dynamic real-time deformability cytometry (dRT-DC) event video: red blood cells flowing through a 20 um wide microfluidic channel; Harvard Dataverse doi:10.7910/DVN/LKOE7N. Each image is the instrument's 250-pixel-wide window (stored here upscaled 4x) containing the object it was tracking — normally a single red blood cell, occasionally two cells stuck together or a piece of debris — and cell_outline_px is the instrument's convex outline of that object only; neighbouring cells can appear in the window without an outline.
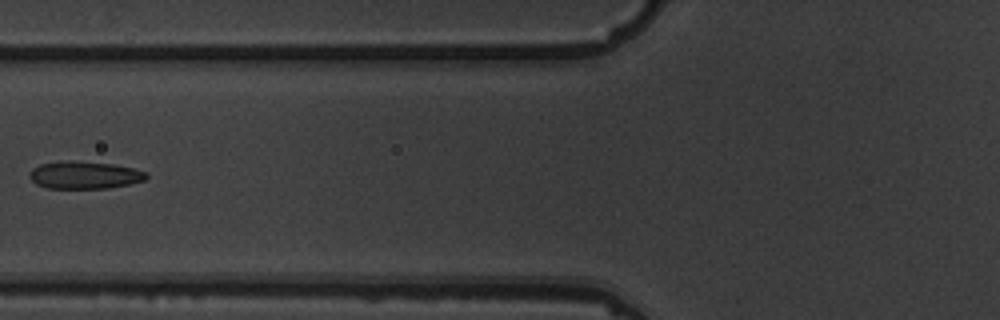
{"species": "common noctule bat (a hibernating species)", "species_latin": "Nyctalus noctula", "temperature_condition": "warm", "stored_images_in_passage": 9, "camera_frame_rate_fps": 3000, "um_per_image_px": 0.085, "animal": {"sex": "male", "body_mass_g": 19.5, "forearm_length_mm": 54.6}, "frame": {"image": 1, "passage_image": 7, "time_ms": 7.0, "image_size_px": [1000, 320], "cell_outline_px": [[148, 176], [144, 180], [128, 184], [108, 188], [48, 188], [36, 184], [28, 176], [32, 168], [40, 164], [112, 164], [132, 168], [148, 172]], "centroid_in_image_um": [7.22, 14.94], "position_along_channel_um": 118.6, "area_um2": 17.57}}
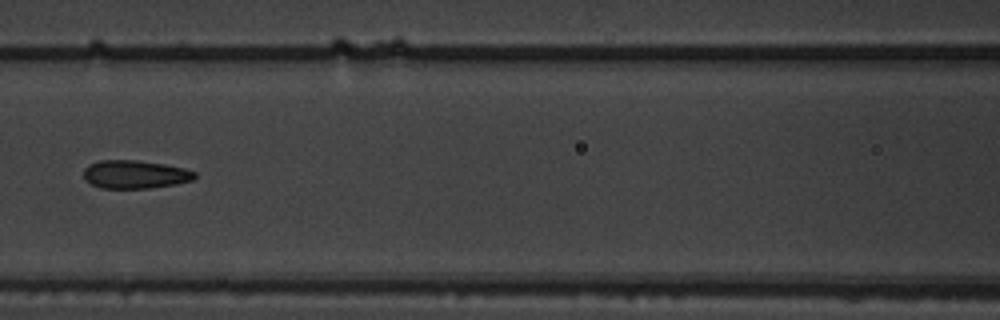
{"frame": {"image": 2, "passage_image": 8, "time_ms": 8.0, "image_size_px": [1000, 320], "cell_outline_px": [[196, 176], [192, 180], [176, 184], [148, 188], [100, 188], [84, 180], [84, 168], [88, 164], [100, 160], [136, 160], [164, 164], [184, 168], [196, 172]], "centroid_in_image_um": [11.45, 14.82], "position_along_channel_um": 155.1, "area_um2": 18.32}}
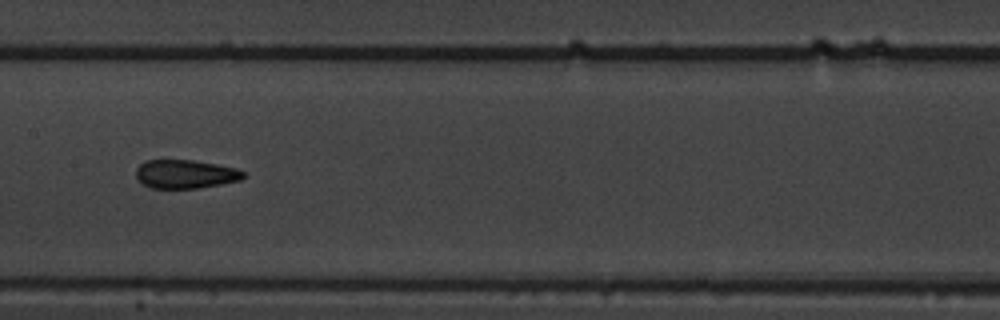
{"frame": {"image": 3, "passage_image": 9, "time_ms": 9.0, "image_size_px": [1000, 320], "cell_outline_px": [[244, 176], [240, 180], [200, 188], [152, 188], [144, 184], [136, 176], [136, 168], [144, 160], [192, 160], [216, 164], [236, 168], [244, 172]], "centroid_in_image_um": [15.75, 14.79], "position_along_channel_um": 191.7, "area_um2": 17.8}}